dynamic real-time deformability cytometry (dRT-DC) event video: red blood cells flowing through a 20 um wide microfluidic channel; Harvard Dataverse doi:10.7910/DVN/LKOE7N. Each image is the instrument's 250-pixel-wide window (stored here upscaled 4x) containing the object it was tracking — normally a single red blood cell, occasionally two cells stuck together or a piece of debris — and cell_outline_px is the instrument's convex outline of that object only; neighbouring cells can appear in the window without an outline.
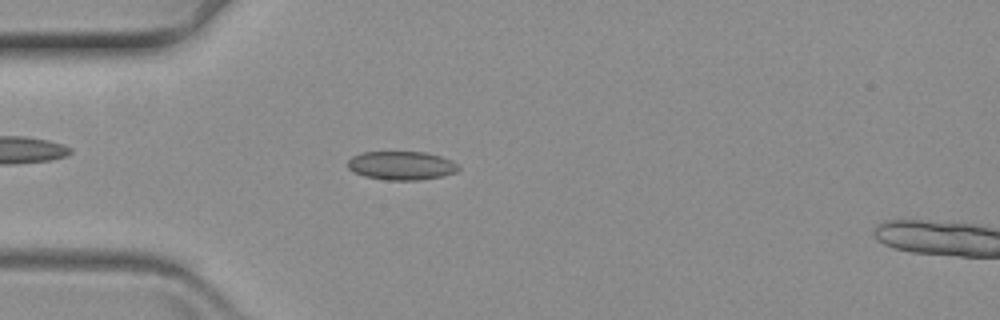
{"species": "common noctule bat (a hibernating species)", "species_latin": "Nyctalus noctula", "temperature_condition": "warm", "stored_images_in_passage": 45, "camera_frame_rate_fps": 3000, "um_per_image_px": 0.085, "animal": {"sex": "female", "body_mass_g": 19.3, "forearm_length_mm": 54.1}, "frame": {"image": 1, "passage_image": 11, "time_ms": 3.333, "image_size_px": [1000, 320], "cell_outline_px": [[460, 168], [456, 172], [444, 176], [420, 180], [384, 180], [364, 176], [352, 172], [348, 168], [348, 160], [352, 156], [364, 152], [424, 152], [440, 156], [452, 160]], "centroid_in_image_um": [34.11, 14.08], "position_along_channel_um": 50.9, "area_um2": 18.61}}
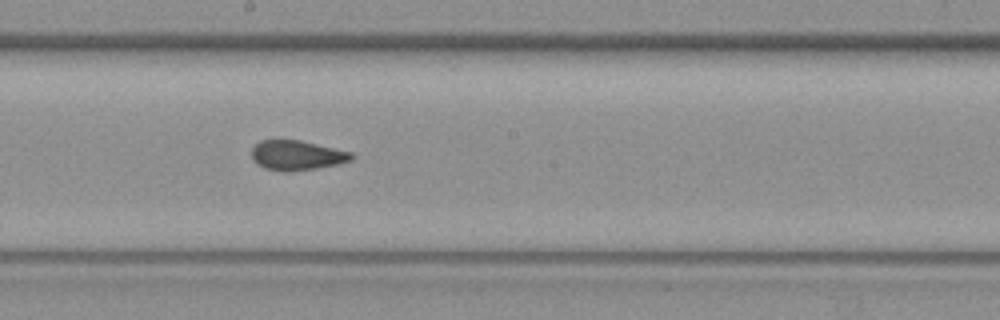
{"frame": {"image": 2, "passage_image": 27, "time_ms": 8.667, "image_size_px": [1000, 320], "cell_outline_px": [[352, 160], [336, 164], [316, 168], [288, 172], [284, 172], [264, 168], [252, 160], [252, 148], [260, 140], [300, 140], [352, 152]], "centroid_in_image_um": [25.2, 13.2], "position_along_channel_um": 223.0, "area_um2": 17.22}}
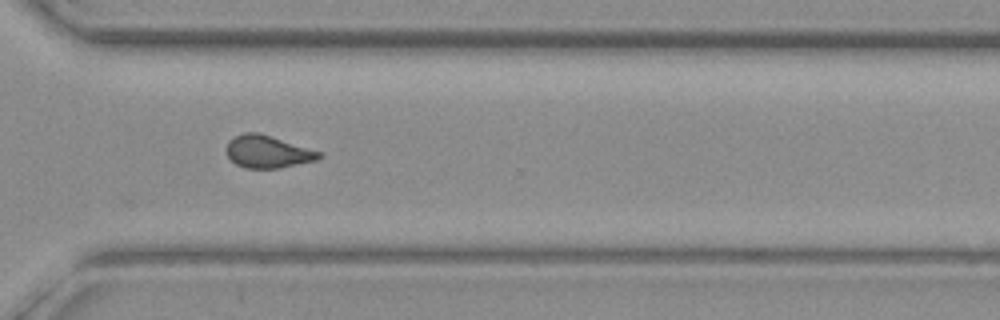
{"frame": {"image": 3, "passage_image": 38, "time_ms": 12.333, "image_size_px": [1000, 320], "cell_outline_px": [[324, 156], [316, 160], [280, 168], [244, 168], [236, 164], [228, 156], [228, 140], [244, 132], [260, 132], [320, 152]], "centroid_in_image_um": [22.76, 12.89], "position_along_channel_um": 347.8, "area_um2": 17.34}}